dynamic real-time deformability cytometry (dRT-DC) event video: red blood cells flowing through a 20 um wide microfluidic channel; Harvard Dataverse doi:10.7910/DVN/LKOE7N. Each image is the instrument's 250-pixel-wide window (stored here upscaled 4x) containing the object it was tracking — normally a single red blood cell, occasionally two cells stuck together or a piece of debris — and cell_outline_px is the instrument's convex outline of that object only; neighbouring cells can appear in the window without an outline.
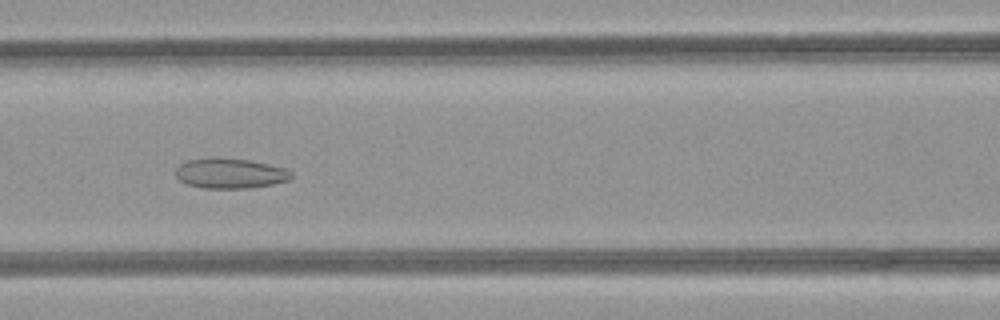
{"species": "common noctule bat (a hibernating species)", "species_latin": "Nyctalus noctula", "temperature_condition": "room temperature", "stored_images_in_passage": 42, "camera_frame_rate_fps": 3000, "um_per_image_px": 0.085, "animal": {"sex": "female", "body_mass_g": 21.9}, "frame": {"image": 1, "passage_image": 15, "time_ms": 4.667, "image_size_px": [1000, 320], "cell_outline_px": [[292, 176], [288, 180], [272, 184], [248, 188], [204, 188], [188, 184], [180, 180], [176, 176], [176, 168], [180, 164], [188, 160], [248, 160], [268, 164], [284, 168], [292, 172]], "centroid_in_image_um": [19.59, 14.77], "position_along_channel_um": 147.0, "area_um2": 19.42}}
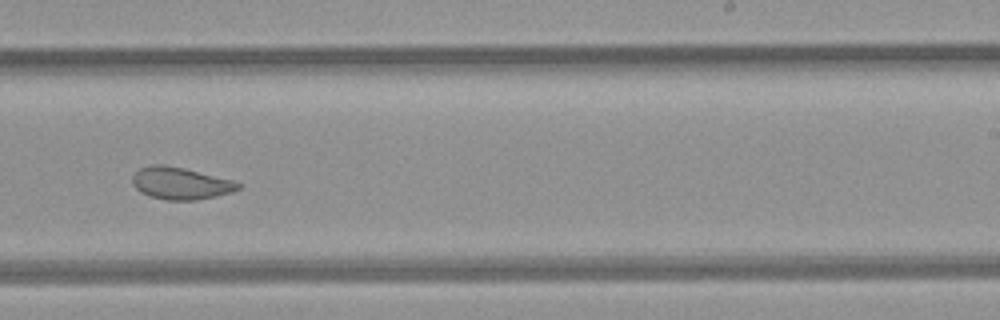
{"frame": {"image": 2, "passage_image": 24, "time_ms": 7.667, "image_size_px": [1000, 320], "cell_outline_px": [[240, 188], [232, 192], [216, 196], [196, 200], [168, 200], [148, 196], [140, 192], [132, 184], [132, 176], [140, 168], [152, 164], [164, 164], [184, 168], [232, 180], [240, 184]], "centroid_in_image_um": [15.31, 15.58], "position_along_channel_um": 273.7, "area_um2": 19.77}}
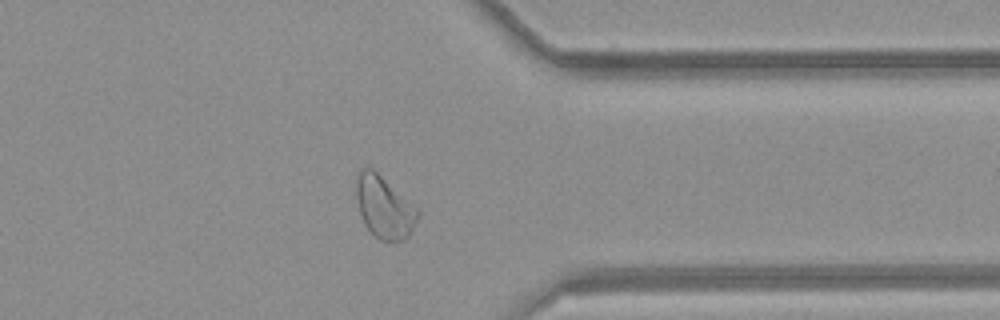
{"frame": {"image": 3, "passage_image": 32, "time_ms": 10.333, "image_size_px": [1000, 320], "cell_outline_px": [[420, 216], [408, 236], [404, 240], [380, 240], [364, 224], [360, 212], [356, 196], [356, 172], [360, 168], [372, 168], [420, 208]], "centroid_in_image_um": [32.68, 17.57], "position_along_channel_um": 378.7, "area_um2": 22.43}, "authors_computed_cell_mechanics": {"area_um2": 22.542, "velocity_mm_per_s": 4.2391, "shape_relaxation_time_tau1_ms": null, "shape_relaxation_time_tau2_ms": 1.8601, "deformation_change_tau1": null, "deformation_change_tau2": 0.0791}}